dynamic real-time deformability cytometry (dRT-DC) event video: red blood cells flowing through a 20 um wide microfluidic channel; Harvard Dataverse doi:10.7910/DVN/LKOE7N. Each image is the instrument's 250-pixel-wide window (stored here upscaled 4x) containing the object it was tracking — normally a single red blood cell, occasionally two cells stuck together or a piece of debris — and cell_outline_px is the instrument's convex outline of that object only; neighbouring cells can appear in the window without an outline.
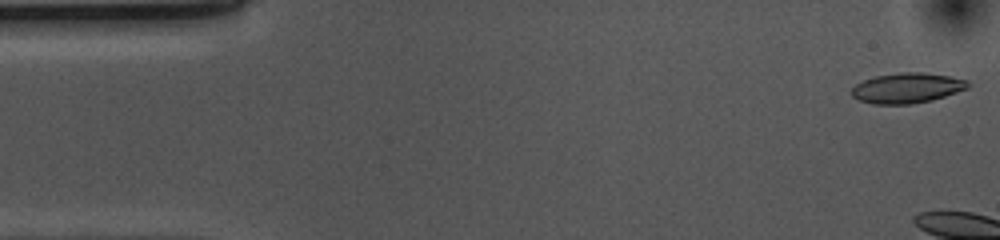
{"species": "common noctule bat (a hibernating species)", "species_latin": "Nyctalus noctula", "temperature_condition": "cold", "stored_images_in_passage": 5, "camera_frame_rate_fps": 3000, "um_per_image_px": 0.085, "animal": {"sex": "female", "body_mass_g": 10.0, "forearm_length_mm": 53.1}, "frame": {"image": 1, "passage_image": 1, "time_ms": 0.0, "image_size_px": [1000, 240], "cell_outline_px": [[968, 88], [932, 100], [912, 104], [872, 104], [860, 100], [852, 96], [848, 92], [856, 84], [864, 80], [876, 76], [900, 72], [920, 72], [948, 76], [968, 80]], "centroid_in_image_um": [77.06, 7.48], "position_along_channel_um": 7.9, "area_um2": 20.4}}